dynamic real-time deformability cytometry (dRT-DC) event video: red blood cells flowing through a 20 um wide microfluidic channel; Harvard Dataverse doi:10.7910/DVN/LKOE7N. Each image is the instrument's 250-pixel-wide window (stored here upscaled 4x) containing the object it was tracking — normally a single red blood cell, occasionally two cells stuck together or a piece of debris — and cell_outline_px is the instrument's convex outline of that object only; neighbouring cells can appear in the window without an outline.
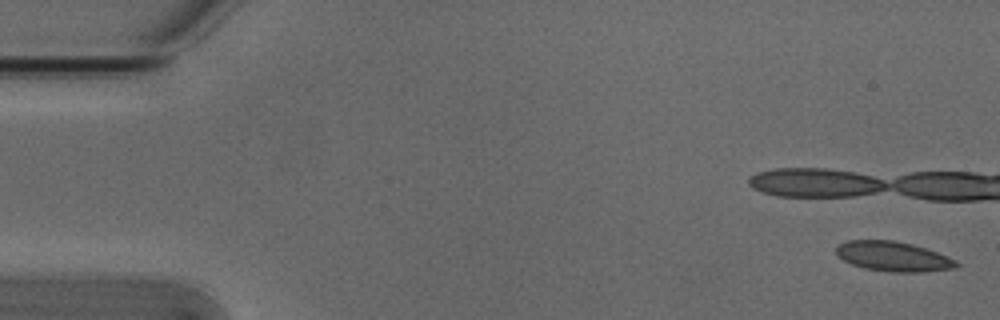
{"species": "Egyptian fruit bat (a non-hibernating species)", "species_latin": "Rousettus aegyptiacus", "temperature_condition": "cold", "stored_images_in_passage": 7, "camera_frame_rate_fps": 3000, "um_per_image_px": 0.085, "animal": {"sex": "male"}, "frame": {"image": 1, "passage_image": 1, "time_ms": 0.0, "image_size_px": [1000, 320], "cell_outline_px": [[960, 264], [956, 268], [924, 272], [892, 272], [864, 268], [852, 264], [836, 256], [836, 244], [848, 240], [892, 240], [912, 244], [936, 252], [956, 260]], "centroid_in_image_um": [75.9, 21.8], "position_along_channel_um": 9.1, "area_um2": 20.92}}